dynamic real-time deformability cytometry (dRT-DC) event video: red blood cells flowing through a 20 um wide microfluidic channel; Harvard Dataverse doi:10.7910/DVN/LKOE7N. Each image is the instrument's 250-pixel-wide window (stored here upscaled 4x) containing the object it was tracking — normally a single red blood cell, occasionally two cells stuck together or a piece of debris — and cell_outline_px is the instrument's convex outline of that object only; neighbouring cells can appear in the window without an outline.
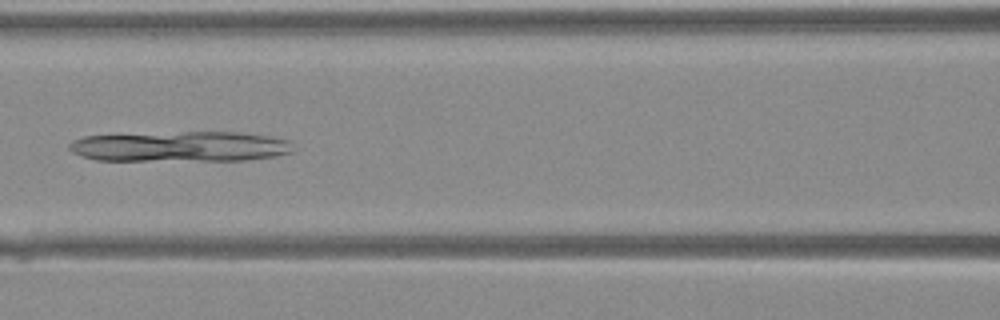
{"species": "Egyptian fruit bat (a non-hibernating species)", "species_latin": "Rousettus aegyptiacus", "temperature_condition": "warm", "stored_images_in_passage": 35, "camera_frame_rate_fps": 3000, "um_per_image_px": 0.085, "animal": {"sex": "female"}, "frame": {"image": 1, "passage_image": 13, "time_ms": 4.0, "image_size_px": [1000, 320], "cell_outline_px": [[296, 152], [276, 156], [244, 160], [96, 160], [80, 156], [72, 152], [68, 148], [68, 144], [72, 140], [84, 136], [184, 132], [236, 132], [268, 136], [292, 140]], "centroid_in_image_um": [15.38, 12.46], "position_along_channel_um": 151.2, "area_um2": 39.77}}
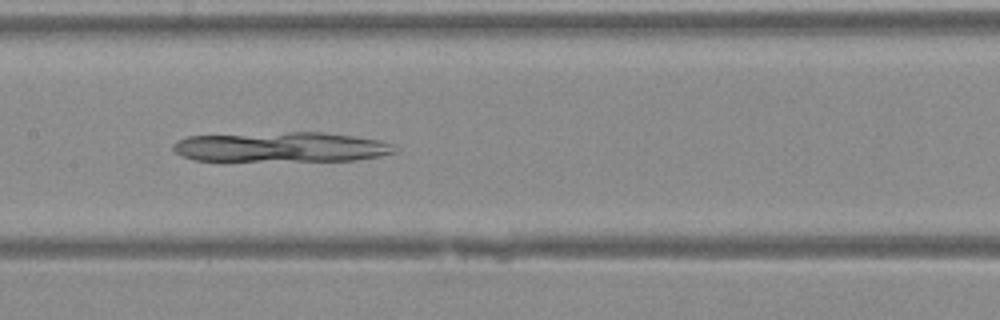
{"frame": {"image": 2, "passage_image": 15, "time_ms": 4.667, "image_size_px": [1000, 320], "cell_outline_px": [[396, 152], [380, 156], [356, 160], [192, 160], [180, 156], [172, 148], [172, 144], [176, 140], [188, 136], [288, 132], [324, 132], [352, 136], [376, 140], [392, 144], [396, 148]], "centroid_in_image_um": [23.85, 12.49], "position_along_channel_um": 183.5, "area_um2": 38.38}}
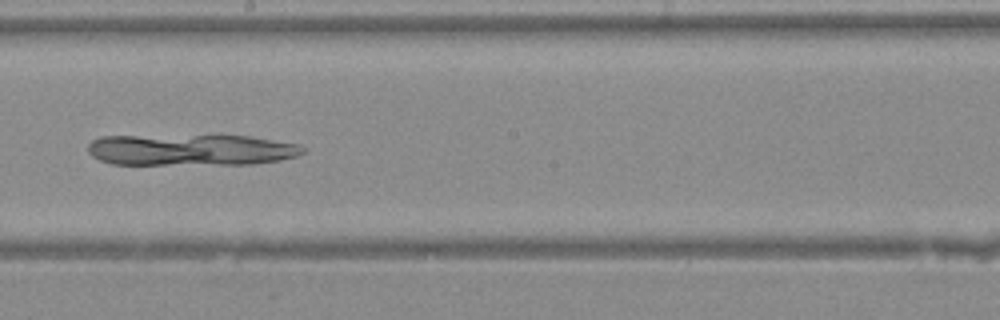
{"frame": {"image": 3, "passage_image": 18, "time_ms": 5.667, "image_size_px": [1000, 320], "cell_outline_px": [[304, 152], [296, 156], [280, 160], [252, 164], [112, 164], [100, 160], [92, 156], [88, 152], [88, 144], [92, 140], [100, 136], [252, 136], [300, 144], [304, 148]], "centroid_in_image_um": [16.24, 12.74], "position_along_channel_um": 232.0, "area_um2": 39.25}}